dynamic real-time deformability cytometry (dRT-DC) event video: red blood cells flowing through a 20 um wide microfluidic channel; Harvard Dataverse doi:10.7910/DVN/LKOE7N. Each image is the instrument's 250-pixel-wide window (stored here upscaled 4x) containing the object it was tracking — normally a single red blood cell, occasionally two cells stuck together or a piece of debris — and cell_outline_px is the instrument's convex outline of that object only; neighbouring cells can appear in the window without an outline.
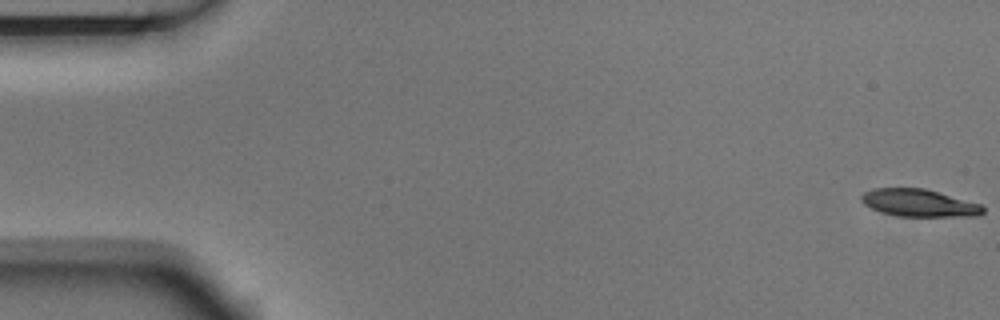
{"species": "Egyptian fruit bat (a non-hibernating species)", "species_latin": "Rousettus aegyptiacus", "temperature_condition": "room temperature", "stored_images_in_passage": 6, "camera_frame_rate_fps": 3000, "um_per_image_px": 0.085, "animal": {"sex": "male"}, "frame": {"image": 1, "passage_image": 1, "time_ms": 0.0, "image_size_px": [1000, 320], "cell_outline_px": [[984, 212], [980, 216], [896, 216], [872, 208], [864, 204], [860, 200], [860, 196], [864, 192], [872, 188], [924, 188], [980, 204], [984, 208]], "centroid_in_image_um": [78.1, 17.25], "position_along_channel_um": 6.9, "area_um2": 19.31}}
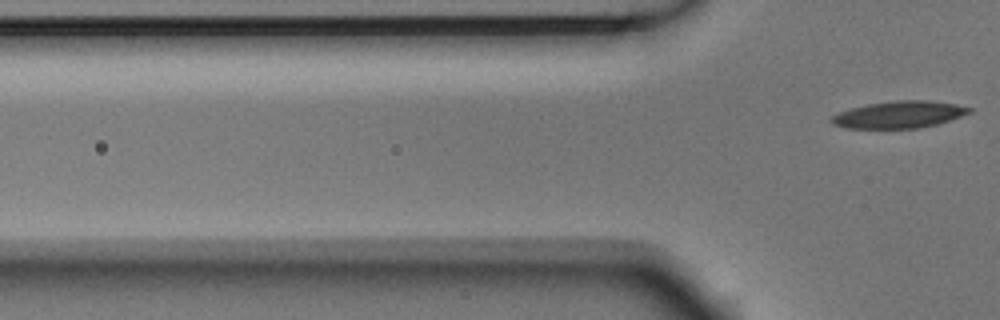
{"frame": {"image": 2, "passage_image": 6, "time_ms": 1.667, "image_size_px": [1000, 320], "cell_outline_px": [[972, 112], [940, 124], [920, 128], [844, 128], [832, 124], [828, 120], [832, 116], [840, 112], [852, 108], [868, 104], [896, 100], [928, 100], [956, 104], [972, 108]], "centroid_in_image_um": [76.45, 9.75], "position_along_channel_um": 49.4, "area_um2": 21.79}}